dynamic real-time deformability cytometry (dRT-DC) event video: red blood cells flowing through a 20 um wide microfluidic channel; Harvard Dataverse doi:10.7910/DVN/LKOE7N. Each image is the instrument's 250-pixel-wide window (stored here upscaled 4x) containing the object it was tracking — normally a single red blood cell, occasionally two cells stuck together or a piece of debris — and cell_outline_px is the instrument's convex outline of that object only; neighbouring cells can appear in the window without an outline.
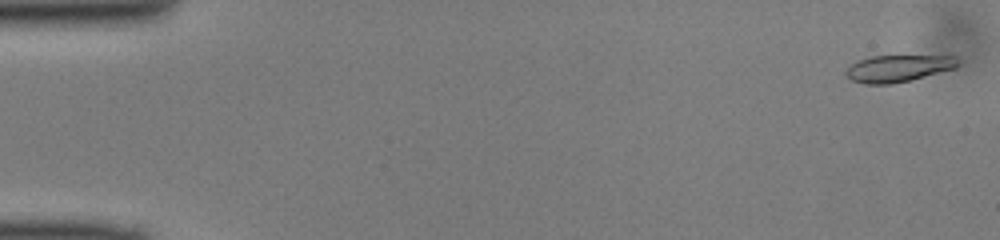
{"species": "common noctule bat (a hibernating species)", "species_latin": "Nyctalus noctula", "temperature_condition": "cold", "stored_images_in_passage": 50, "camera_frame_rate_fps": 3000, "um_per_image_px": 0.085, "animal": {"sex": "male", "body_mass_g": 13.0, "forearm_length_mm": 53.1}, "frame": {"image": 1, "passage_image": 2, "time_ms": 0.333, "image_size_px": [1000, 240], "cell_outline_px": [[960, 64], [956, 68], [892, 84], [864, 84], [852, 80], [844, 72], [856, 60], [872, 56], [956, 56]], "centroid_in_image_um": [76.34, 5.8], "position_along_channel_um": 8.7, "area_um2": 17.4}}
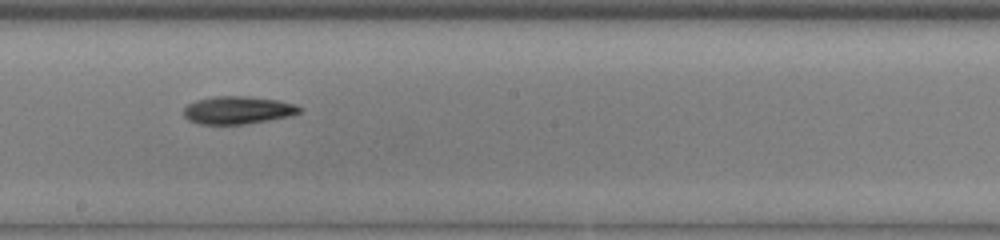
{"frame": {"image": 2, "passage_image": 28, "time_ms": 9.0, "image_size_px": [1000, 240], "cell_outline_px": [[304, 108], [300, 112], [292, 116], [244, 124], [200, 124], [188, 120], [184, 116], [184, 108], [188, 104], [196, 100], [216, 96], [248, 96], [280, 100], [296, 104]], "centroid_in_image_um": [20.26, 9.35], "position_along_channel_um": 227.9, "area_um2": 18.9}}
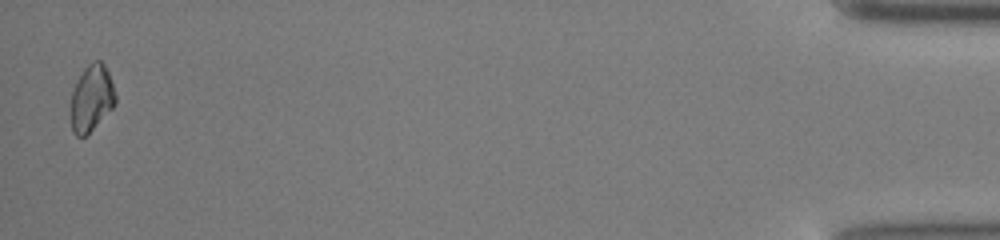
{"frame": {"image": 3, "passage_image": 49, "time_ms": 16.0, "image_size_px": [1000, 240], "cell_outline_px": [[116, 104], [84, 136], [76, 136], [72, 132], [68, 112], [72, 92], [84, 68], [92, 60], [100, 60], [104, 64], [108, 72], [116, 96]], "centroid_in_image_um": [7.74, 8.35], "position_along_channel_um": 427.5, "area_um2": 17.34}}